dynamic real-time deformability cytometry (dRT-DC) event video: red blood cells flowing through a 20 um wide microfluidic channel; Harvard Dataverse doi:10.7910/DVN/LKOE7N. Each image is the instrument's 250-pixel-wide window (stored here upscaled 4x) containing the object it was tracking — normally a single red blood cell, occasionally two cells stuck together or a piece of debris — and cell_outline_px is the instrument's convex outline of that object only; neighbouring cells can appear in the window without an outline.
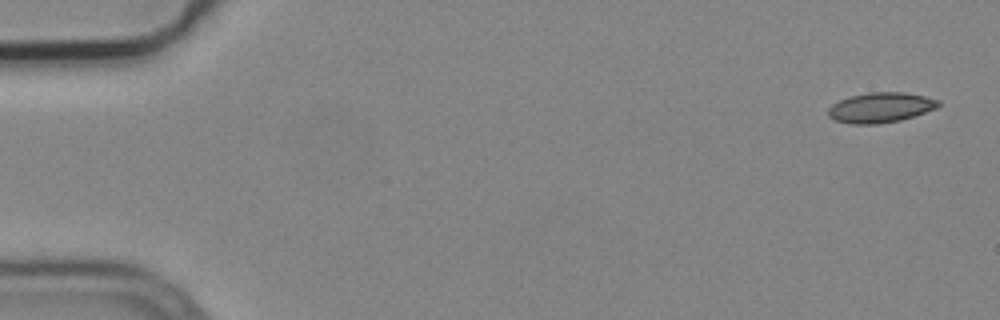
{"species": "common noctule bat (a hibernating species)", "species_latin": "Nyctalus noctula", "temperature_condition": "cold", "stored_images_in_passage": 5, "camera_frame_rate_fps": 3000, "um_per_image_px": 0.085, "animal": {"sex": "male", "body_mass_g": 19.2, "forearm_length_mm": 51.8}, "frame": {"image": 1, "passage_image": 1, "time_ms": 0.0, "image_size_px": [1000, 320], "cell_outline_px": [[940, 104], [936, 108], [900, 120], [876, 124], [852, 124], [836, 120], [828, 116], [828, 108], [832, 104], [848, 96], [868, 92], [904, 92], [924, 96], [940, 100]], "centroid_in_image_um": [74.82, 9.13], "position_along_channel_um": 10.2, "area_um2": 19.25}}